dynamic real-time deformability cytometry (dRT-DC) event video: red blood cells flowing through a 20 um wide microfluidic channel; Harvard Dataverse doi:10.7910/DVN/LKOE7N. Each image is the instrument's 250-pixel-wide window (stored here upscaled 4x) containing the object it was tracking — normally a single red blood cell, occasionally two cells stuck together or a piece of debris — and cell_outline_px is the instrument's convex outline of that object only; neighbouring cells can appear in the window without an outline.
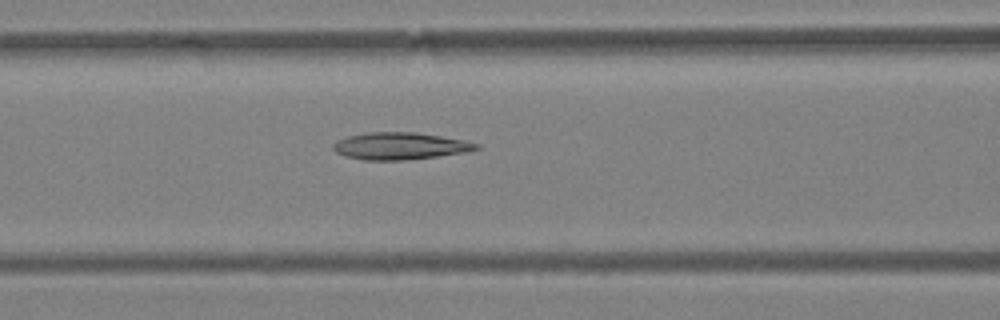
{"species": "Egyptian fruit bat (a non-hibernating species)", "species_latin": "Rousettus aegyptiacus", "temperature_condition": "warm", "stored_images_in_passage": 49, "camera_frame_rate_fps": 3000, "um_per_image_px": 0.085, "animal": {"sex": "female"}, "frame": {"image": 1, "passage_image": 20, "time_ms": 6.333, "image_size_px": [1000, 320], "cell_outline_px": [[480, 148], [468, 152], [436, 156], [400, 160], [364, 160], [344, 156], [336, 152], [332, 148], [332, 144], [336, 140], [348, 136], [368, 132], [416, 132], [464, 140], [480, 144]], "centroid_in_image_um": [33.98, 12.4], "position_along_channel_um": 132.6, "area_um2": 22.6}}
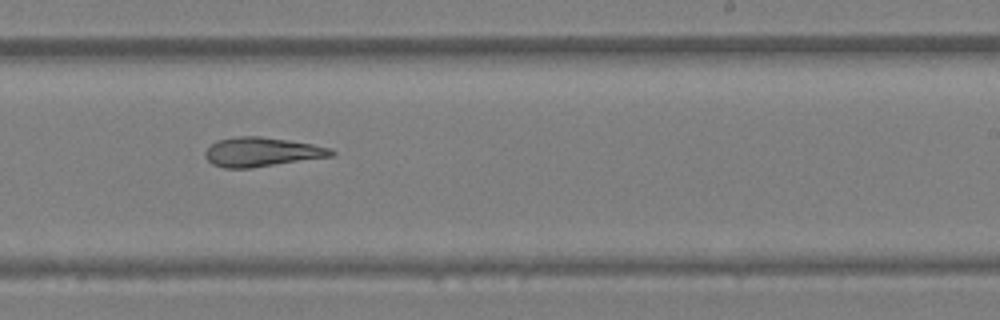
{"frame": {"image": 2, "passage_image": 30, "time_ms": 9.667, "image_size_px": [1000, 320], "cell_outline_px": [[336, 152], [332, 156], [252, 168], [224, 168], [212, 164], [204, 156], [204, 152], [216, 140], [236, 136], [260, 136], [288, 140], [312, 144], [332, 148]], "centroid_in_image_um": [22.23, 12.92], "position_along_channel_um": 266.8, "area_um2": 21.56}}
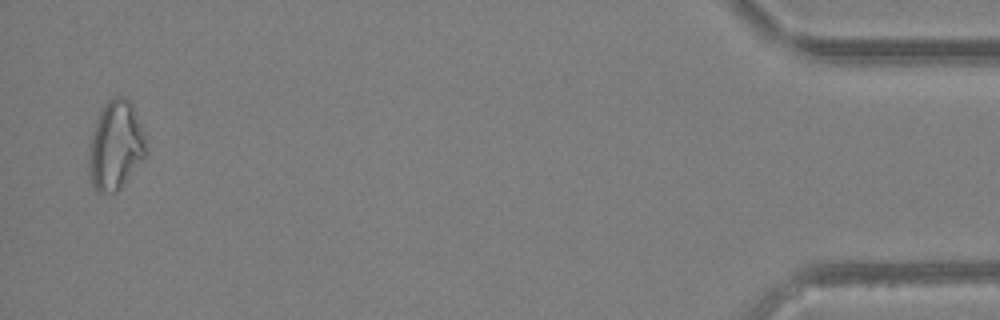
{"frame": {"image": 3, "passage_image": 48, "time_ms": 15.667, "image_size_px": [1000, 320], "cell_outline_px": [[144, 160], [120, 188], [116, 192], [96, 192], [92, 184], [88, 172], [88, 144], [100, 108], [108, 100], [116, 96], [124, 96], [132, 104], [144, 132]], "centroid_in_image_um": [9.78, 12.37], "position_along_channel_um": 425.4, "area_um2": 29.82}, "authors_computed_cell_mechanics": {"area_um2": 24.854, "velocity_mm_per_s": 4.0358, "shape_relaxation_time_tau1_ms": null, "shape_relaxation_time_tau2_ms": 6.2538, "deformation_change_tau1": null, "deformation_change_tau2": 0.1861}}